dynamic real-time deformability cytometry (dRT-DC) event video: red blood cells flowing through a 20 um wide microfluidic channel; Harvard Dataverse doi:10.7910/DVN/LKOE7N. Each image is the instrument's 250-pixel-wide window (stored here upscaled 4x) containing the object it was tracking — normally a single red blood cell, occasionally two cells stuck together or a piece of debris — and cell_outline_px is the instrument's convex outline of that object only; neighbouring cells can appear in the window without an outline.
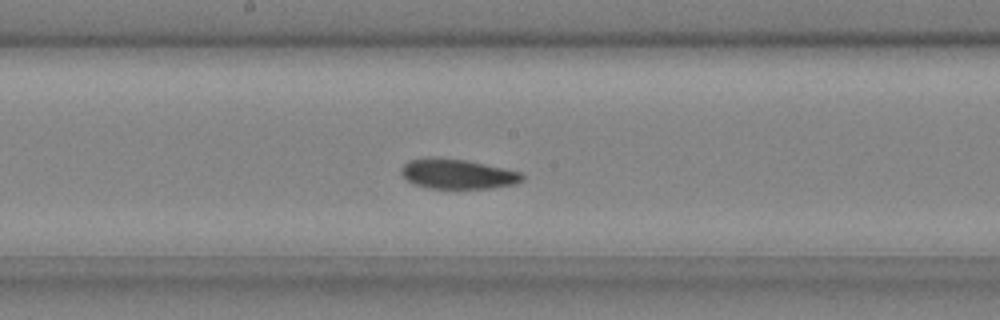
{"species": "common noctule bat (a hibernating species)", "species_latin": "Nyctalus noctula", "temperature_condition": "cold", "stored_images_in_passage": 38, "camera_frame_rate_fps": 3000, "um_per_image_px": 0.085, "animal": {"sex": "male", "body_mass_g": 20.4}, "frame": {"image": 1, "passage_image": 22, "time_ms": 7.0, "image_size_px": [1000, 320], "cell_outline_px": [[524, 180], [516, 184], [488, 188], [432, 188], [412, 184], [400, 172], [400, 168], [408, 160], [432, 156], [468, 160], [504, 168], [520, 172], [524, 176]], "centroid_in_image_um": [38.87, 14.77], "position_along_channel_um": 209.3, "area_um2": 21.21}}